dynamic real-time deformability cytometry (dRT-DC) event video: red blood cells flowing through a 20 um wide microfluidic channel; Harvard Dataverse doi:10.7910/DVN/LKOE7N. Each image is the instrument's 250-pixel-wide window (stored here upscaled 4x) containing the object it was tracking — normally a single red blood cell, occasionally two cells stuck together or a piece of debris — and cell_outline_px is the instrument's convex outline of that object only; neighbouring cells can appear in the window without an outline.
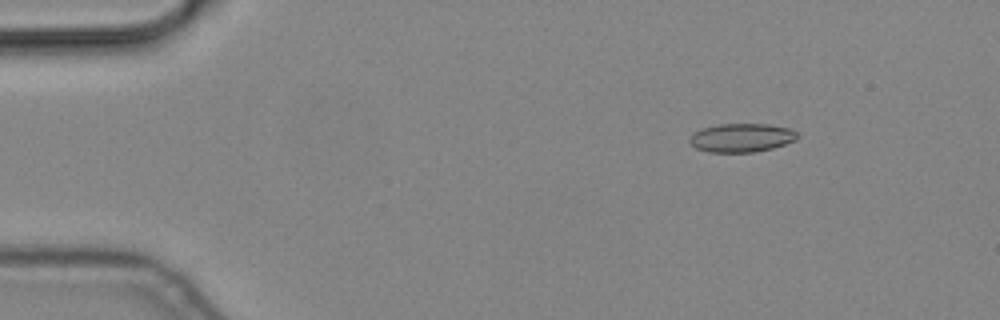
{"species": "common noctule bat (a hibernating species)", "species_latin": "Nyctalus noctula", "temperature_condition": "cold", "stored_images_in_passage": 7, "camera_frame_rate_fps": 3000, "um_per_image_px": 0.085, "animal": {"sex": "male", "body_mass_g": 19.2, "forearm_length_mm": 51.8}, "frame": {"image": 1, "passage_image": 1, "time_ms": 0.0, "image_size_px": [1000, 320], "cell_outline_px": [[796, 140], [772, 148], [756, 152], [708, 152], [696, 148], [688, 140], [692, 132], [704, 128], [720, 124], [768, 124], [792, 128], [796, 132]], "centroid_in_image_um": [63.02, 11.7], "position_along_channel_um": 22.0, "area_um2": 17.98}}
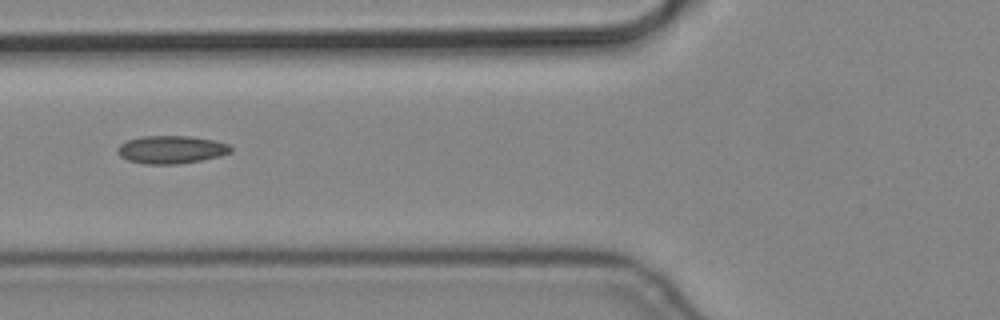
{"frame": {"image": 2, "passage_image": 5, "time_ms": 1.333, "image_size_px": [1000, 320], "cell_outline_px": [[232, 152], [220, 156], [200, 160], [176, 164], [144, 164], [128, 160], [120, 156], [116, 152], [116, 148], [120, 144], [128, 140], [140, 136], [188, 136], [212, 140], [228, 144], [232, 148]], "centroid_in_image_um": [14.52, 12.71], "position_along_channel_um": 111.3, "area_um2": 18.38}}
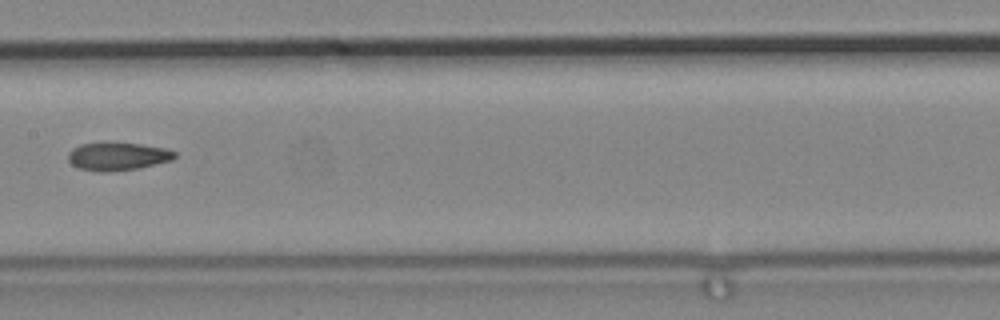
{"frame": {"image": 3, "passage_image": 7, "time_ms": 2.0, "image_size_px": [1000, 320], "cell_outline_px": [[176, 156], [172, 160], [136, 168], [108, 172], [100, 172], [80, 168], [72, 164], [68, 160], [68, 152], [72, 148], [80, 144], [140, 144], [168, 148], [176, 152]], "centroid_in_image_um": [10.01, 13.3], "position_along_channel_um": 197.4, "area_um2": 16.99}}